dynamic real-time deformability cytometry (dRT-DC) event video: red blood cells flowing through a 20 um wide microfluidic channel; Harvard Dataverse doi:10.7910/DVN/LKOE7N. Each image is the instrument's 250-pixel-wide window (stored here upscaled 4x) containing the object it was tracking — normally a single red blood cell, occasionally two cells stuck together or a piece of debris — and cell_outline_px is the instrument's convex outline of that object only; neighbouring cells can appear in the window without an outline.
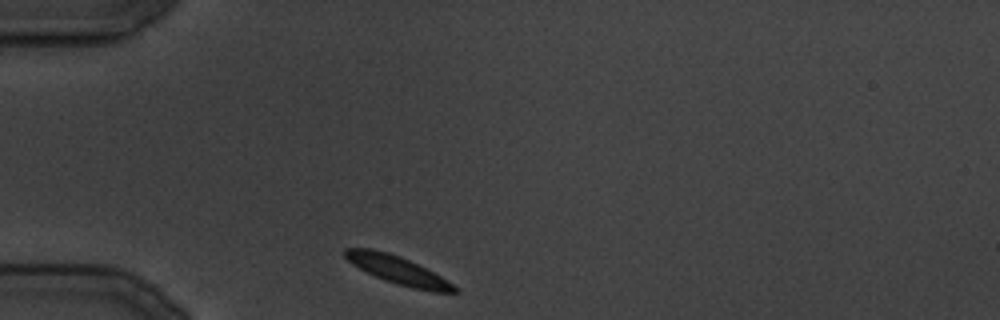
{"species": "common noctule bat (a hibernating species)", "species_latin": "Nyctalus noctula", "temperature_condition": "cold", "stored_images_in_passage": 7, "camera_frame_rate_fps": 3000, "um_per_image_px": 0.085, "animal": {"sex": "male", "body_mass_g": 19.5, "forearm_length_mm": 54.6}, "frame": {"image": 1, "passage_image": 1, "time_ms": 0.0, "image_size_px": [1000, 320], "cell_outline_px": [[460, 292], [432, 292], [412, 288], [384, 280], [352, 264], [344, 256], [344, 248], [372, 248], [388, 252], [400, 256], [440, 276], [460, 288]], "centroid_in_image_um": [33.83, 22.96], "position_along_channel_um": 51.2, "area_um2": 17.63}}
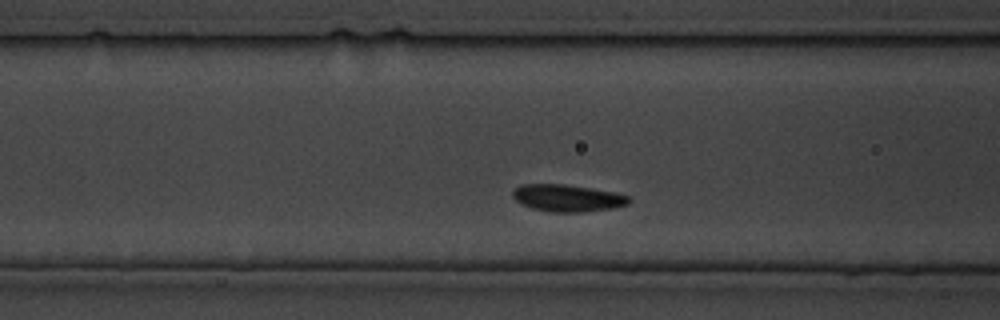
{"frame": {"image": 2, "passage_image": 6, "time_ms": 5.667, "image_size_px": [1000, 320], "cell_outline_px": [[632, 200], [628, 204], [612, 208], [584, 212], [552, 212], [532, 208], [520, 204], [512, 196], [512, 192], [520, 184], [564, 184], [612, 192], [628, 196]], "centroid_in_image_um": [48.2, 16.84], "position_along_channel_um": 118.4, "area_um2": 18.21}}